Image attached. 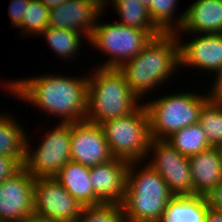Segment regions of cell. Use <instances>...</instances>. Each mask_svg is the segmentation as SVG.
Instances as JSON below:
<instances>
[{
    "label": "cell",
    "mask_w": 222,
    "mask_h": 222,
    "mask_svg": "<svg viewBox=\"0 0 222 222\" xmlns=\"http://www.w3.org/2000/svg\"><path fill=\"white\" fill-rule=\"evenodd\" d=\"M217 148H218L220 156L222 158V142L217 146Z\"/></svg>",
    "instance_id": "36"
},
{
    "label": "cell",
    "mask_w": 222,
    "mask_h": 222,
    "mask_svg": "<svg viewBox=\"0 0 222 222\" xmlns=\"http://www.w3.org/2000/svg\"><path fill=\"white\" fill-rule=\"evenodd\" d=\"M207 205L222 211V181L205 196Z\"/></svg>",
    "instance_id": "30"
},
{
    "label": "cell",
    "mask_w": 222,
    "mask_h": 222,
    "mask_svg": "<svg viewBox=\"0 0 222 222\" xmlns=\"http://www.w3.org/2000/svg\"><path fill=\"white\" fill-rule=\"evenodd\" d=\"M39 35L44 36L46 43L52 49L53 53H56L62 60L63 58L64 60L66 59V61L67 59L70 60V58L71 61L73 58H76L77 52L80 53V47H82L81 40H83V37L86 38V36L78 31L58 29L51 26H48Z\"/></svg>",
    "instance_id": "22"
},
{
    "label": "cell",
    "mask_w": 222,
    "mask_h": 222,
    "mask_svg": "<svg viewBox=\"0 0 222 222\" xmlns=\"http://www.w3.org/2000/svg\"><path fill=\"white\" fill-rule=\"evenodd\" d=\"M35 151L26 142L23 168L33 177H54L71 161V123H59L49 130Z\"/></svg>",
    "instance_id": "8"
},
{
    "label": "cell",
    "mask_w": 222,
    "mask_h": 222,
    "mask_svg": "<svg viewBox=\"0 0 222 222\" xmlns=\"http://www.w3.org/2000/svg\"><path fill=\"white\" fill-rule=\"evenodd\" d=\"M184 12V23L175 35L222 33V0H196Z\"/></svg>",
    "instance_id": "17"
},
{
    "label": "cell",
    "mask_w": 222,
    "mask_h": 222,
    "mask_svg": "<svg viewBox=\"0 0 222 222\" xmlns=\"http://www.w3.org/2000/svg\"><path fill=\"white\" fill-rule=\"evenodd\" d=\"M199 124L206 134L208 143L217 147L222 142V100L215 95L200 112Z\"/></svg>",
    "instance_id": "25"
},
{
    "label": "cell",
    "mask_w": 222,
    "mask_h": 222,
    "mask_svg": "<svg viewBox=\"0 0 222 222\" xmlns=\"http://www.w3.org/2000/svg\"><path fill=\"white\" fill-rule=\"evenodd\" d=\"M212 87H213V90H214V95L218 99L222 100V77Z\"/></svg>",
    "instance_id": "34"
},
{
    "label": "cell",
    "mask_w": 222,
    "mask_h": 222,
    "mask_svg": "<svg viewBox=\"0 0 222 222\" xmlns=\"http://www.w3.org/2000/svg\"><path fill=\"white\" fill-rule=\"evenodd\" d=\"M207 210L204 196H174L159 222H205Z\"/></svg>",
    "instance_id": "19"
},
{
    "label": "cell",
    "mask_w": 222,
    "mask_h": 222,
    "mask_svg": "<svg viewBox=\"0 0 222 222\" xmlns=\"http://www.w3.org/2000/svg\"><path fill=\"white\" fill-rule=\"evenodd\" d=\"M193 196H206L222 181V158L217 147L189 156Z\"/></svg>",
    "instance_id": "16"
},
{
    "label": "cell",
    "mask_w": 222,
    "mask_h": 222,
    "mask_svg": "<svg viewBox=\"0 0 222 222\" xmlns=\"http://www.w3.org/2000/svg\"><path fill=\"white\" fill-rule=\"evenodd\" d=\"M54 178L83 206L102 203L94 194L90 180V167L70 161L60 169Z\"/></svg>",
    "instance_id": "18"
},
{
    "label": "cell",
    "mask_w": 222,
    "mask_h": 222,
    "mask_svg": "<svg viewBox=\"0 0 222 222\" xmlns=\"http://www.w3.org/2000/svg\"><path fill=\"white\" fill-rule=\"evenodd\" d=\"M130 162L113 158L90 168V180L95 196L102 203L120 204L126 192Z\"/></svg>",
    "instance_id": "15"
},
{
    "label": "cell",
    "mask_w": 222,
    "mask_h": 222,
    "mask_svg": "<svg viewBox=\"0 0 222 222\" xmlns=\"http://www.w3.org/2000/svg\"><path fill=\"white\" fill-rule=\"evenodd\" d=\"M113 158L99 124L87 120L71 124V161L91 168Z\"/></svg>",
    "instance_id": "14"
},
{
    "label": "cell",
    "mask_w": 222,
    "mask_h": 222,
    "mask_svg": "<svg viewBox=\"0 0 222 222\" xmlns=\"http://www.w3.org/2000/svg\"><path fill=\"white\" fill-rule=\"evenodd\" d=\"M22 167L15 158L0 156V182L13 176Z\"/></svg>",
    "instance_id": "29"
},
{
    "label": "cell",
    "mask_w": 222,
    "mask_h": 222,
    "mask_svg": "<svg viewBox=\"0 0 222 222\" xmlns=\"http://www.w3.org/2000/svg\"><path fill=\"white\" fill-rule=\"evenodd\" d=\"M210 89L207 95L178 92L143 103L148 113L150 137L167 139L182 128L199 123L202 108L214 96L213 87Z\"/></svg>",
    "instance_id": "5"
},
{
    "label": "cell",
    "mask_w": 222,
    "mask_h": 222,
    "mask_svg": "<svg viewBox=\"0 0 222 222\" xmlns=\"http://www.w3.org/2000/svg\"><path fill=\"white\" fill-rule=\"evenodd\" d=\"M30 0H11L9 4V17L12 26L19 28L22 25L26 8L29 7Z\"/></svg>",
    "instance_id": "28"
},
{
    "label": "cell",
    "mask_w": 222,
    "mask_h": 222,
    "mask_svg": "<svg viewBox=\"0 0 222 222\" xmlns=\"http://www.w3.org/2000/svg\"><path fill=\"white\" fill-rule=\"evenodd\" d=\"M49 26V9L39 0H30L26 8L21 34L39 35ZM29 33V34H28Z\"/></svg>",
    "instance_id": "26"
},
{
    "label": "cell",
    "mask_w": 222,
    "mask_h": 222,
    "mask_svg": "<svg viewBox=\"0 0 222 222\" xmlns=\"http://www.w3.org/2000/svg\"><path fill=\"white\" fill-rule=\"evenodd\" d=\"M144 6L149 8L151 0H139Z\"/></svg>",
    "instance_id": "35"
},
{
    "label": "cell",
    "mask_w": 222,
    "mask_h": 222,
    "mask_svg": "<svg viewBox=\"0 0 222 222\" xmlns=\"http://www.w3.org/2000/svg\"><path fill=\"white\" fill-rule=\"evenodd\" d=\"M166 140L186 157L196 155L212 147L199 123L182 128Z\"/></svg>",
    "instance_id": "23"
},
{
    "label": "cell",
    "mask_w": 222,
    "mask_h": 222,
    "mask_svg": "<svg viewBox=\"0 0 222 222\" xmlns=\"http://www.w3.org/2000/svg\"><path fill=\"white\" fill-rule=\"evenodd\" d=\"M158 36L154 31H145L118 22L97 23L89 44L110 55L102 68H120L129 59L136 57L141 50Z\"/></svg>",
    "instance_id": "7"
},
{
    "label": "cell",
    "mask_w": 222,
    "mask_h": 222,
    "mask_svg": "<svg viewBox=\"0 0 222 222\" xmlns=\"http://www.w3.org/2000/svg\"><path fill=\"white\" fill-rule=\"evenodd\" d=\"M139 163L130 162L128 167L121 203L124 216L127 222H159L174 195L156 170L146 163L139 167Z\"/></svg>",
    "instance_id": "3"
},
{
    "label": "cell",
    "mask_w": 222,
    "mask_h": 222,
    "mask_svg": "<svg viewBox=\"0 0 222 222\" xmlns=\"http://www.w3.org/2000/svg\"><path fill=\"white\" fill-rule=\"evenodd\" d=\"M35 180L22 167L0 182V222H20L34 213Z\"/></svg>",
    "instance_id": "11"
},
{
    "label": "cell",
    "mask_w": 222,
    "mask_h": 222,
    "mask_svg": "<svg viewBox=\"0 0 222 222\" xmlns=\"http://www.w3.org/2000/svg\"><path fill=\"white\" fill-rule=\"evenodd\" d=\"M178 67L179 40L175 33H162L153 37L136 57L119 69L133 93L141 99L178 72Z\"/></svg>",
    "instance_id": "2"
},
{
    "label": "cell",
    "mask_w": 222,
    "mask_h": 222,
    "mask_svg": "<svg viewBox=\"0 0 222 222\" xmlns=\"http://www.w3.org/2000/svg\"><path fill=\"white\" fill-rule=\"evenodd\" d=\"M9 114H0V156L15 158L23 166L27 135L17 119Z\"/></svg>",
    "instance_id": "20"
},
{
    "label": "cell",
    "mask_w": 222,
    "mask_h": 222,
    "mask_svg": "<svg viewBox=\"0 0 222 222\" xmlns=\"http://www.w3.org/2000/svg\"><path fill=\"white\" fill-rule=\"evenodd\" d=\"M6 84L7 93L38 106L36 109L40 111L61 118V123L72 124L86 120L88 75L76 78L54 73L41 74Z\"/></svg>",
    "instance_id": "1"
},
{
    "label": "cell",
    "mask_w": 222,
    "mask_h": 222,
    "mask_svg": "<svg viewBox=\"0 0 222 222\" xmlns=\"http://www.w3.org/2000/svg\"><path fill=\"white\" fill-rule=\"evenodd\" d=\"M84 206L54 177L36 178L34 213L60 222H77Z\"/></svg>",
    "instance_id": "10"
},
{
    "label": "cell",
    "mask_w": 222,
    "mask_h": 222,
    "mask_svg": "<svg viewBox=\"0 0 222 222\" xmlns=\"http://www.w3.org/2000/svg\"><path fill=\"white\" fill-rule=\"evenodd\" d=\"M96 69L88 76L87 121L100 125L130 115L142 104L119 68Z\"/></svg>",
    "instance_id": "4"
},
{
    "label": "cell",
    "mask_w": 222,
    "mask_h": 222,
    "mask_svg": "<svg viewBox=\"0 0 222 222\" xmlns=\"http://www.w3.org/2000/svg\"><path fill=\"white\" fill-rule=\"evenodd\" d=\"M39 1H41L50 10L55 8L57 5L63 4L67 0H39Z\"/></svg>",
    "instance_id": "33"
},
{
    "label": "cell",
    "mask_w": 222,
    "mask_h": 222,
    "mask_svg": "<svg viewBox=\"0 0 222 222\" xmlns=\"http://www.w3.org/2000/svg\"><path fill=\"white\" fill-rule=\"evenodd\" d=\"M205 222H222V211L208 206Z\"/></svg>",
    "instance_id": "31"
},
{
    "label": "cell",
    "mask_w": 222,
    "mask_h": 222,
    "mask_svg": "<svg viewBox=\"0 0 222 222\" xmlns=\"http://www.w3.org/2000/svg\"><path fill=\"white\" fill-rule=\"evenodd\" d=\"M198 35V36H197ZM179 40V68L193 67L215 74V82L222 77V33H195L189 42Z\"/></svg>",
    "instance_id": "12"
},
{
    "label": "cell",
    "mask_w": 222,
    "mask_h": 222,
    "mask_svg": "<svg viewBox=\"0 0 222 222\" xmlns=\"http://www.w3.org/2000/svg\"><path fill=\"white\" fill-rule=\"evenodd\" d=\"M20 222H60V221H56L51 218L43 217V216L33 213V214L27 216L26 218H24Z\"/></svg>",
    "instance_id": "32"
},
{
    "label": "cell",
    "mask_w": 222,
    "mask_h": 222,
    "mask_svg": "<svg viewBox=\"0 0 222 222\" xmlns=\"http://www.w3.org/2000/svg\"><path fill=\"white\" fill-rule=\"evenodd\" d=\"M77 222H127L122 206L115 203H101L84 206Z\"/></svg>",
    "instance_id": "27"
},
{
    "label": "cell",
    "mask_w": 222,
    "mask_h": 222,
    "mask_svg": "<svg viewBox=\"0 0 222 222\" xmlns=\"http://www.w3.org/2000/svg\"><path fill=\"white\" fill-rule=\"evenodd\" d=\"M147 157H152L146 159L150 162L147 164L162 176L174 196H193L188 157L180 154L166 139L155 138L150 139Z\"/></svg>",
    "instance_id": "9"
},
{
    "label": "cell",
    "mask_w": 222,
    "mask_h": 222,
    "mask_svg": "<svg viewBox=\"0 0 222 222\" xmlns=\"http://www.w3.org/2000/svg\"><path fill=\"white\" fill-rule=\"evenodd\" d=\"M114 158L142 162L147 158L150 143L149 119L142 104L130 115L100 124Z\"/></svg>",
    "instance_id": "6"
},
{
    "label": "cell",
    "mask_w": 222,
    "mask_h": 222,
    "mask_svg": "<svg viewBox=\"0 0 222 222\" xmlns=\"http://www.w3.org/2000/svg\"><path fill=\"white\" fill-rule=\"evenodd\" d=\"M178 0H151L148 8L154 25L162 33H176L184 23L185 12L173 19ZM176 20V21H175ZM177 24V25H176Z\"/></svg>",
    "instance_id": "24"
},
{
    "label": "cell",
    "mask_w": 222,
    "mask_h": 222,
    "mask_svg": "<svg viewBox=\"0 0 222 222\" xmlns=\"http://www.w3.org/2000/svg\"><path fill=\"white\" fill-rule=\"evenodd\" d=\"M104 9V0H67L49 10V26L78 31L89 42Z\"/></svg>",
    "instance_id": "13"
},
{
    "label": "cell",
    "mask_w": 222,
    "mask_h": 222,
    "mask_svg": "<svg viewBox=\"0 0 222 222\" xmlns=\"http://www.w3.org/2000/svg\"><path fill=\"white\" fill-rule=\"evenodd\" d=\"M104 2L105 6L112 2L120 17L118 23L140 30L154 31L158 36L162 34L152 22L148 8L139 0H104Z\"/></svg>",
    "instance_id": "21"
}]
</instances>
